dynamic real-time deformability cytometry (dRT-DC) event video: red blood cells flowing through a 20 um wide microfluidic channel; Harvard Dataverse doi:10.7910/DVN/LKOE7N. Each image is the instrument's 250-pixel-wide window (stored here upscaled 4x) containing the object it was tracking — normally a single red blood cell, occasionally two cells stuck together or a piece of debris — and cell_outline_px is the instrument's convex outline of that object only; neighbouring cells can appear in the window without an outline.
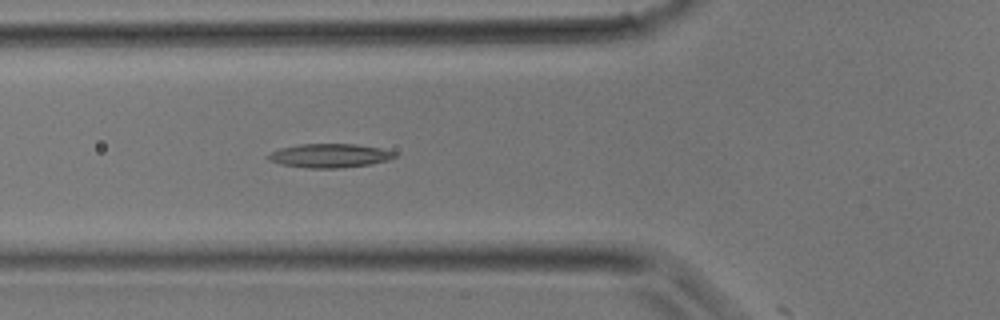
{"species": "common noctule bat (a hibernating species)", "species_latin": "Nyctalus noctula", "temperature_condition": "room temperature", "stored_images_in_passage": 13, "camera_frame_rate_fps": 3000, "um_per_image_px": 0.085, "animal": {"sex": "male", "body_mass_g": 17.9}, "frame": {"image": 1, "passage_image": 12, "time_ms": 3.667, "image_size_px": [1000, 320], "cell_outline_px": [[396, 156], [388, 160], [368, 164], [340, 168], [308, 168], [280, 164], [268, 160], [264, 156], [280, 148], [300, 144], [356, 144], [380, 148], [396, 152]], "centroid_in_image_um": [27.98, 13.23], "position_along_channel_um": 97.8, "area_um2": 17.57}}